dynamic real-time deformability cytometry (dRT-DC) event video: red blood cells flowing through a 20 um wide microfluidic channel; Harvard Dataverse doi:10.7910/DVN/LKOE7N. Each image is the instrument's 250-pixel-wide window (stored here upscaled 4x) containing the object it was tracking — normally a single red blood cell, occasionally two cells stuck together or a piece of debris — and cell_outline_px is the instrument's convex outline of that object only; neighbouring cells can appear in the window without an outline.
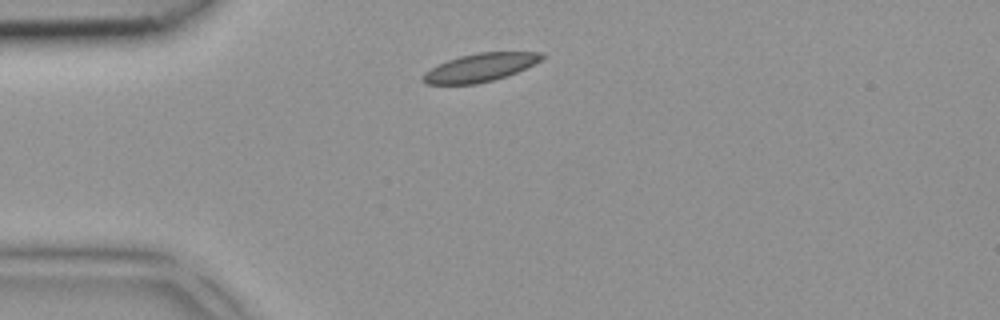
{"species": "common noctule bat (a hibernating species)", "species_latin": "Nyctalus noctula", "temperature_condition": "room temperature", "stored_images_in_passage": 1, "camera_frame_rate_fps": 3000, "um_per_image_px": 0.085, "animal": {"sex": "female", "body_mass_g": 18.4}, "frame": {"image": 1, "passage_image": 1, "time_ms": 0.0, "image_size_px": [1000, 320], "cell_outline_px": [[544, 56], [540, 60], [508, 76], [476, 84], [428, 84], [420, 80], [424, 72], [448, 60], [460, 56], [476, 52], [544, 52]], "centroid_in_image_um": [40.79, 5.74], "position_along_channel_um": 44.2, "area_um2": 19.31}}